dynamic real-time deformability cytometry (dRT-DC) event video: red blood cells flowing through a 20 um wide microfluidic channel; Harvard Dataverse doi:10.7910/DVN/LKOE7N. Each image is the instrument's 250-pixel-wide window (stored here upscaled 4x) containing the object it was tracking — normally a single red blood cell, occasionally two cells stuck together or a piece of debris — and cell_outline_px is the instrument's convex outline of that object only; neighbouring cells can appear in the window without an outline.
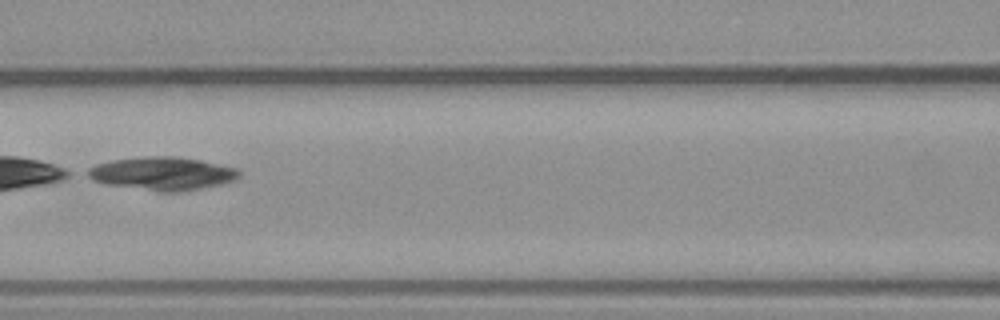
{"species": "common noctule bat (a hibernating species)", "species_latin": "Nyctalus noctula", "temperature_condition": "warm", "stored_images_in_passage": 3, "camera_frame_rate_fps": 3000, "um_per_image_px": 0.085, "animal": {"sex": "male", "body_mass_g": 23.1, "forearm_length_mm": 52.7}, "frame": {"image": 1, "passage_image": 3, "time_ms": 2.667, "image_size_px": [1000, 320], "cell_outline_px": [[240, 176], [236, 180], [220, 184], [180, 192], [160, 192], [108, 184], [92, 180], [84, 176], [80, 172], [96, 164], [112, 160], [148, 156], [176, 156], [200, 160], [236, 168], [240, 172]], "centroid_in_image_um": [13.73, 14.75], "position_along_channel_um": 152.9, "area_um2": 29.48}}